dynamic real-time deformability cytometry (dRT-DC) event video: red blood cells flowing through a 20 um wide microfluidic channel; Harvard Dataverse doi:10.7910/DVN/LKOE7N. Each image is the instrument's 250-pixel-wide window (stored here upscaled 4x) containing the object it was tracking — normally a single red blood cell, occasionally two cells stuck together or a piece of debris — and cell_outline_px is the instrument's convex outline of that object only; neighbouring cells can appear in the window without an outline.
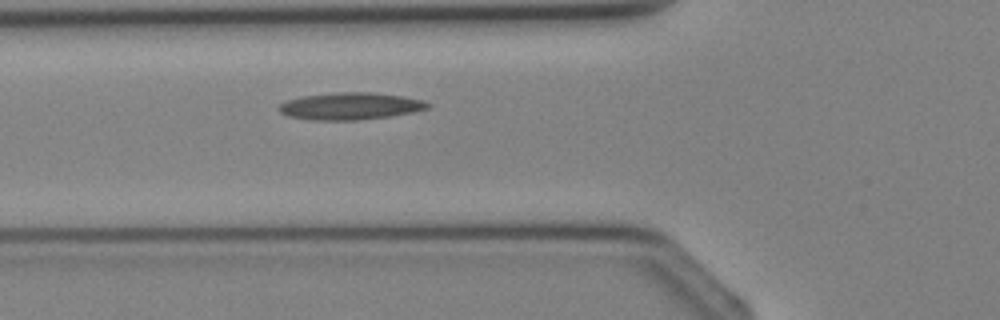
{"species": "Egyptian fruit bat (a non-hibernating species)", "species_latin": "Rousettus aegyptiacus", "temperature_condition": "cold", "stored_images_in_passage": 3, "segment_of_instrument_passage": [1, 2], "camera_frame_rate_fps": 3000, "um_per_image_px": 0.085, "animal": {"sex": "female"}, "frame": {"image": 1, "passage_image": 2, "time_ms": 2.0, "image_size_px": [1000, 320], "cell_outline_px": [[432, 104], [428, 108], [412, 112], [388, 116], [360, 120], [308, 120], [288, 116], [280, 112], [276, 108], [284, 100], [300, 96], [340, 92], [368, 92], [404, 96], [424, 100]], "centroid_in_image_um": [29.73, 9.02], "position_along_channel_um": 96.1, "area_um2": 23.7}}